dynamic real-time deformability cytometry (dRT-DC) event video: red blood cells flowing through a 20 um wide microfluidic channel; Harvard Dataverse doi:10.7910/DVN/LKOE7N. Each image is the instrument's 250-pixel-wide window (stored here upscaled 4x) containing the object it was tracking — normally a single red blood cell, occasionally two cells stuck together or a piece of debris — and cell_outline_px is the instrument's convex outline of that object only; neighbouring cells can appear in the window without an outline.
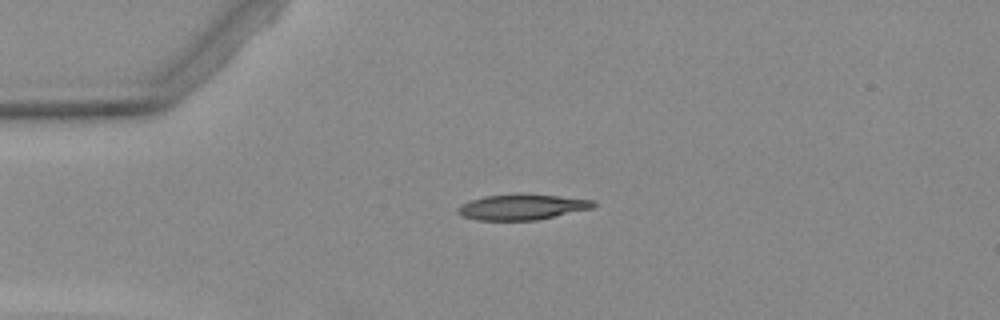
{"species": "Egyptian fruit bat (a non-hibernating species)", "species_latin": "Rousettus aegyptiacus", "temperature_condition": "warm", "stored_images_in_passage": 3, "camera_frame_rate_fps": 3000, "um_per_image_px": 0.085, "animal": {"sex": "female"}, "frame": {"image": 1, "passage_image": 1, "time_ms": 0.0, "image_size_px": [1000, 320], "cell_outline_px": [[596, 204], [592, 208], [536, 220], [476, 220], [464, 216], [456, 212], [456, 208], [460, 204], [484, 196], [520, 192], [596, 200]], "centroid_in_image_um": [44.35, 17.57], "position_along_channel_um": 40.6, "area_um2": 20.46}}
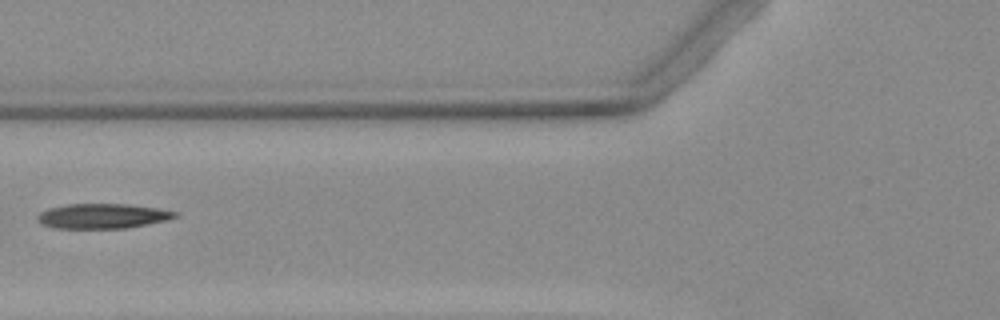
{"frame": {"image": 2, "passage_image": 3, "time_ms": 2.667, "image_size_px": [1000, 320], "cell_outline_px": [[180, 216], [168, 220], [124, 228], [56, 228], [44, 224], [36, 220], [36, 216], [40, 212], [48, 208], [68, 204], [124, 204], [156, 208], [180, 212]], "centroid_in_image_um": [8.73, 18.36], "position_along_channel_um": 117.1, "area_um2": 19.88}}